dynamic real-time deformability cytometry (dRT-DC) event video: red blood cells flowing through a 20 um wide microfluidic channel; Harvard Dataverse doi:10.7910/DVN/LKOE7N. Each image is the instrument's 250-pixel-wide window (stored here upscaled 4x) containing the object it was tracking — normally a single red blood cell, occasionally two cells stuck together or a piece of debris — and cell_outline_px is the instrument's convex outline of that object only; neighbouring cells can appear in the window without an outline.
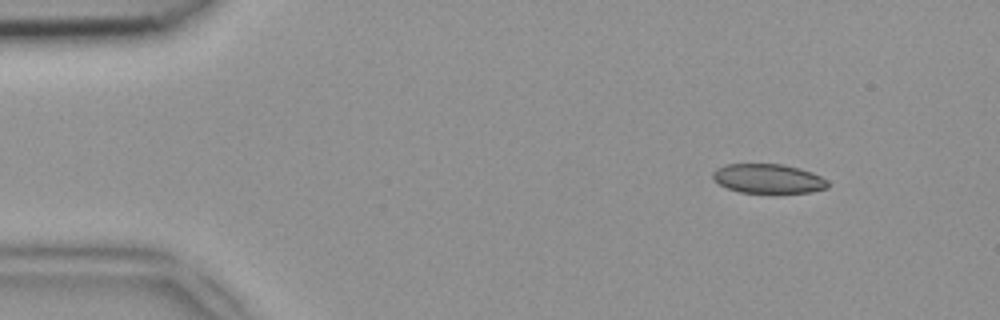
{"species": "common noctule bat (a hibernating species)", "species_latin": "Nyctalus noctula", "temperature_condition": "room temperature", "stored_images_in_passage": 49, "camera_frame_rate_fps": 3000, "um_per_image_px": 0.085, "animal": {"sex": "female", "body_mass_g": 18.4}, "frame": {"image": 1, "passage_image": 6, "time_ms": 1.667, "image_size_px": [1000, 320], "cell_outline_px": [[828, 188], [812, 192], [740, 192], [728, 188], [712, 180], [712, 172], [716, 168], [724, 164], [784, 164], [800, 168], [812, 172], [828, 180]], "centroid_in_image_um": [65.29, 15.17], "position_along_channel_um": 19.7, "area_um2": 19.71}}
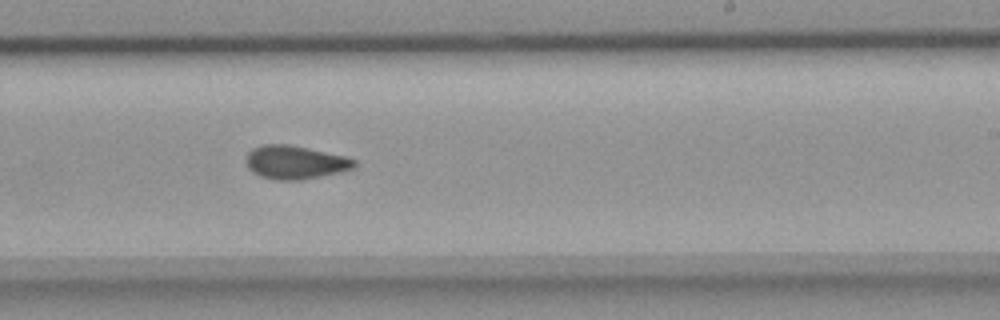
{"frame": {"image": 2, "passage_image": 30, "time_ms": 9.667, "image_size_px": [1000, 320], "cell_outline_px": [[356, 168], [340, 172], [300, 180], [276, 180], [260, 176], [252, 172], [248, 168], [248, 152], [252, 148], [264, 144], [288, 144], [344, 156], [356, 160]], "centroid_in_image_um": [25.1, 13.8], "position_along_channel_um": 263.9, "area_um2": 20.92}}
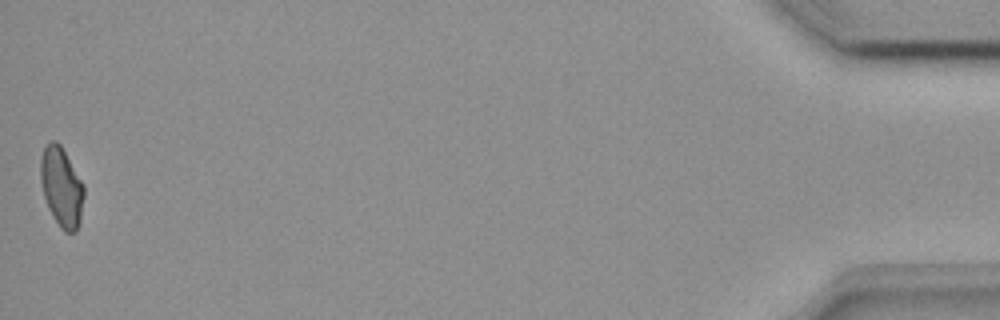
{"frame": {"image": 3, "passage_image": 49, "time_ms": 16.0, "image_size_px": [1000, 320], "cell_outline_px": [[84, 196], [80, 224], [76, 232], [64, 232], [60, 228], [52, 216], [48, 208], [44, 196], [40, 180], [40, 160], [44, 148], [52, 140], [56, 140], [60, 144], [84, 184]], "centroid_in_image_um": [5.24, 15.93], "position_along_channel_um": 430.0, "area_um2": 20.29}}